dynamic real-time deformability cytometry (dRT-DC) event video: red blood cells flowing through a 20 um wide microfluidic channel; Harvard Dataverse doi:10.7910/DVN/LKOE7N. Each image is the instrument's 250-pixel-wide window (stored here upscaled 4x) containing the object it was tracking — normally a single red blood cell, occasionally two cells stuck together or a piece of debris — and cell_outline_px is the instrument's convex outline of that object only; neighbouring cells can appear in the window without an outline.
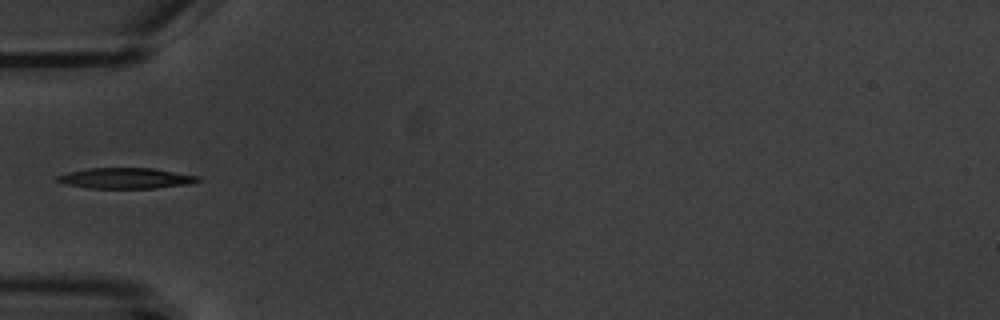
{"species": "common noctule bat (a hibernating species)", "species_latin": "Nyctalus noctula", "temperature_condition": "warm", "stored_images_in_passage": 8, "camera_frame_rate_fps": 3000, "um_per_image_px": 0.085, "animal": {"sex": "male", "body_mass_g": 20.1, "forearm_length_mm": 53.5}, "frame": {"image": 1, "passage_image": 6, "time_ms": 6.0, "image_size_px": [1000, 320], "cell_outline_px": [[200, 180], [188, 184], [156, 188], [88, 188], [68, 184], [56, 180], [56, 176], [68, 172], [88, 168], [152, 168], [200, 176]], "centroid_in_image_um": [10.7, 15.14], "position_along_channel_um": 74.3, "area_um2": 16.82}}